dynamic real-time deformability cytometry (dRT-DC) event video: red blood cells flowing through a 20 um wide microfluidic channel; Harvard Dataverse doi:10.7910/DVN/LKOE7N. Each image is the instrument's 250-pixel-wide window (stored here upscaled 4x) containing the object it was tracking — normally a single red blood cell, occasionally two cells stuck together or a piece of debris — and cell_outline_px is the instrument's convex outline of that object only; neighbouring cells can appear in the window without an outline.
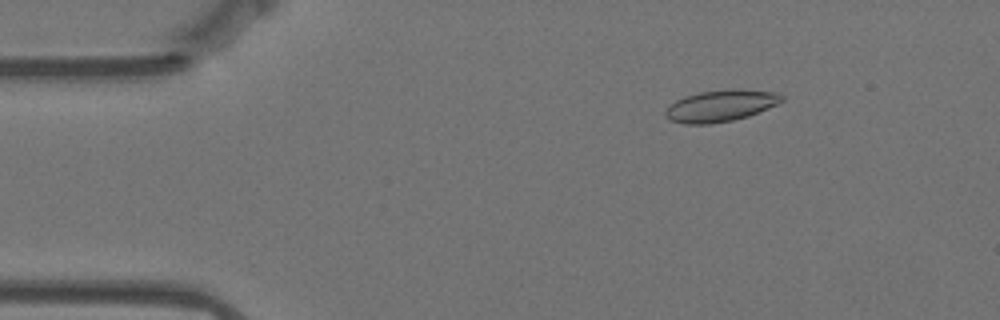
{"species": "Egyptian fruit bat (a non-hibernating species)", "species_latin": "Rousettus aegyptiacus", "temperature_condition": "warm", "stored_images_in_passage": 57, "camera_frame_rate_fps": 3000, "um_per_image_px": 0.085, "animal": {"sex": "female"}, "frame": {"image": 1, "passage_image": 8, "time_ms": 2.333, "image_size_px": [1000, 320], "cell_outline_px": [[784, 100], [768, 108], [748, 116], [732, 120], [708, 124], [684, 124], [672, 120], [664, 116], [664, 112], [676, 100], [684, 96], [696, 92], [736, 88], [740, 88], [776, 92], [784, 96]], "centroid_in_image_um": [61.27, 8.97], "position_along_channel_um": 23.7, "area_um2": 21.5}}
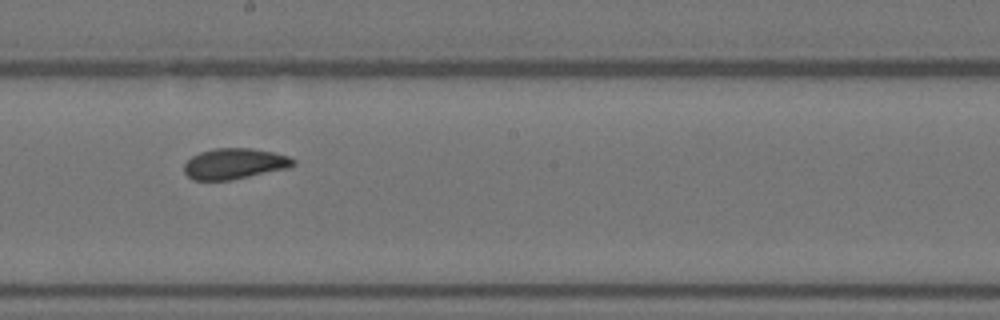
{"frame": {"image": 2, "passage_image": 31, "time_ms": 10.0, "image_size_px": [1000, 320], "cell_outline_px": [[296, 164], [288, 168], [232, 180], [192, 180], [184, 172], [184, 164], [192, 156], [200, 152], [216, 148], [252, 148], [272, 152], [288, 156], [296, 160]], "centroid_in_image_um": [19.93, 13.92], "position_along_channel_um": 228.3, "area_um2": 19.59}}
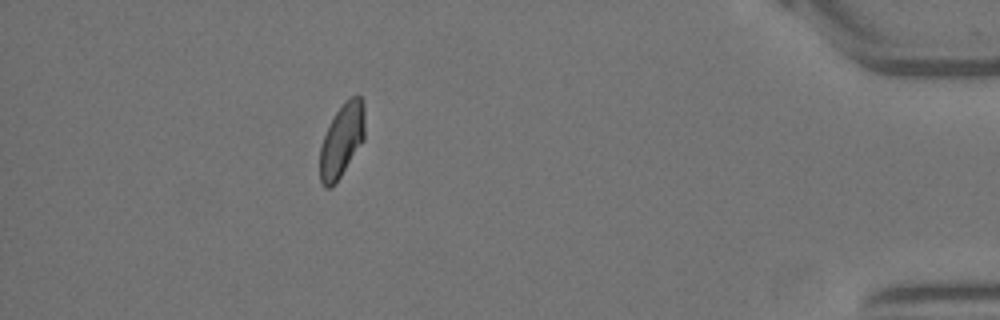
{"frame": {"image": 3, "passage_image": 51, "time_ms": 16.667, "image_size_px": [1000, 320], "cell_outline_px": [[364, 140], [340, 176], [328, 188], [324, 188], [320, 180], [320, 148], [324, 136], [336, 112], [344, 100], [352, 96], [360, 96], [364, 104]], "centroid_in_image_um": [29.06, 11.89], "position_along_channel_um": 406.1, "area_um2": 18.84}, "authors_computed_cell_mechanics": {"area_um2": 20.0566, "velocity_mm_per_s": 3.4908, "shape_relaxation_time_tau1_ms": null, "shape_relaxation_time_tau2_ms": 1.3109, "deformation_change_tau1": null, "deformation_change_tau2": 0.0535}}